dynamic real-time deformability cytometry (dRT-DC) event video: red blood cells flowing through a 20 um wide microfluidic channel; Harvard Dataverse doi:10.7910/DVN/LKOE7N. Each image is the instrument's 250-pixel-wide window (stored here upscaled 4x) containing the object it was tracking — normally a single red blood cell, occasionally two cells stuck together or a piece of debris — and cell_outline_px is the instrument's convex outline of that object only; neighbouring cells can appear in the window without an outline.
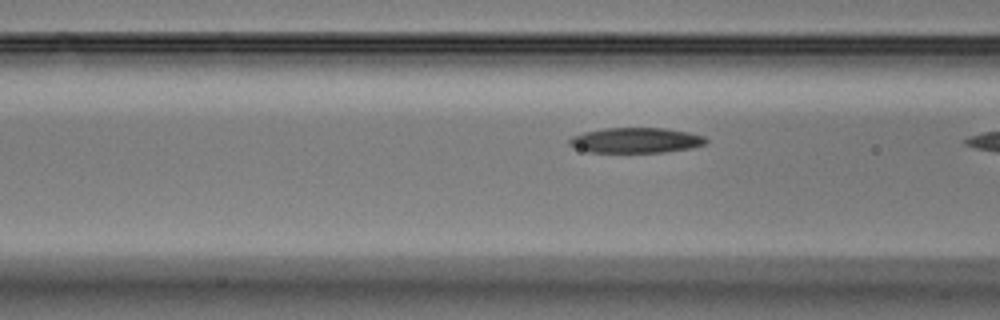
{"species": "Egyptian fruit bat (a non-hibernating species)", "species_latin": "Rousettus aegyptiacus", "temperature_condition": "warm", "stored_images_in_passage": 6, "camera_frame_rate_fps": 3000, "um_per_image_px": 0.085, "animal": {"sex": "male"}, "frame": {"image": 1, "passage_image": 4, "time_ms": 1.0, "image_size_px": [1000, 320], "cell_outline_px": [[708, 144], [692, 148], [664, 152], [588, 152], [568, 144], [568, 140], [572, 136], [584, 132], [604, 128], [664, 128], [688, 132], [704, 136], [708, 140]], "centroid_in_image_um": [54.08, 11.92], "position_along_channel_um": 112.5, "area_um2": 20.17}}